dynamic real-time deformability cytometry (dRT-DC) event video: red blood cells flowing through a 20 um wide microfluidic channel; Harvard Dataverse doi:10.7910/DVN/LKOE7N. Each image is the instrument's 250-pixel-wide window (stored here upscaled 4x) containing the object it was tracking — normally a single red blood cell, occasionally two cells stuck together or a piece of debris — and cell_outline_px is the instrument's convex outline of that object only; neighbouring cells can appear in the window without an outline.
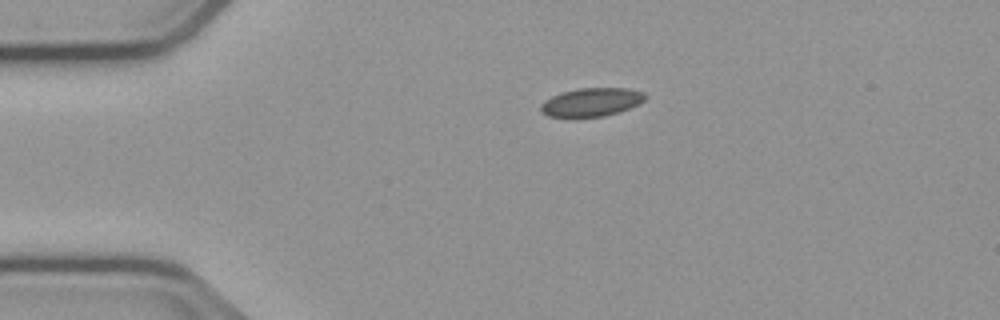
{"species": "common noctule bat (a hibernating species)", "species_latin": "Nyctalus noctula", "temperature_condition": "cold", "stored_images_in_passage": 44, "camera_frame_rate_fps": 3000, "um_per_image_px": 0.085, "animal": {"sex": "male", "body_mass_g": 23.1, "forearm_length_mm": 52.7}, "frame": {"image": 1, "passage_image": 1, "time_ms": 0.0, "image_size_px": [1000, 320], "cell_outline_px": [[648, 96], [640, 104], [604, 116], [548, 116], [540, 108], [540, 104], [544, 100], [560, 92], [576, 88], [628, 88], [644, 92]], "centroid_in_image_um": [50.3, 8.65], "position_along_channel_um": 34.7, "area_um2": 17.17}}
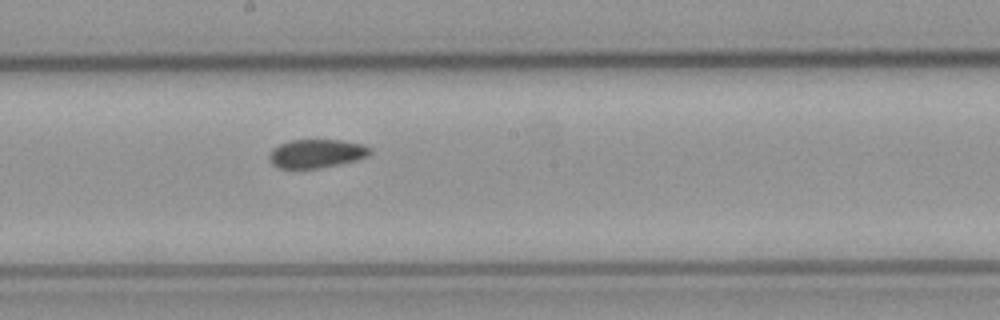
{"frame": {"image": 2, "passage_image": 19, "time_ms": 6.0, "image_size_px": [1000, 320], "cell_outline_px": [[372, 152], [368, 156], [356, 160], [316, 168], [280, 168], [272, 164], [268, 160], [268, 156], [272, 148], [288, 140], [340, 140], [360, 144], [372, 148]], "centroid_in_image_um": [26.86, 13.04], "position_along_channel_um": 221.3, "area_um2": 16.7}}
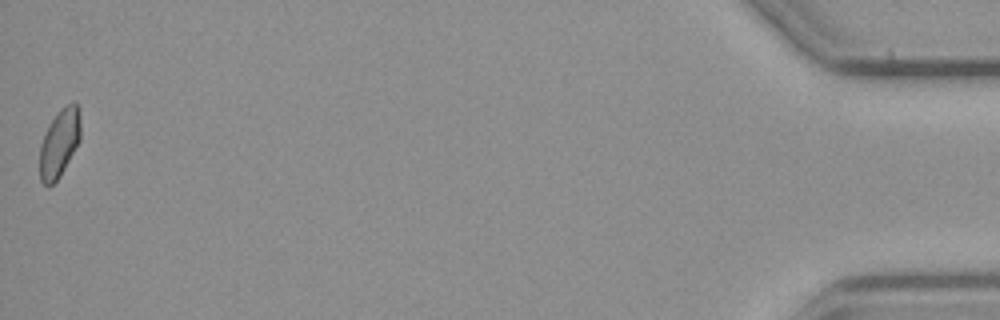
{"frame": {"image": 3, "passage_image": 44, "time_ms": 14.333, "image_size_px": [1000, 320], "cell_outline_px": [[80, 140], [60, 176], [48, 188], [40, 180], [40, 144], [52, 120], [60, 108], [76, 100], [80, 108]], "centroid_in_image_um": [5.07, 12.14], "position_along_channel_um": 430.1, "area_um2": 16.18}}